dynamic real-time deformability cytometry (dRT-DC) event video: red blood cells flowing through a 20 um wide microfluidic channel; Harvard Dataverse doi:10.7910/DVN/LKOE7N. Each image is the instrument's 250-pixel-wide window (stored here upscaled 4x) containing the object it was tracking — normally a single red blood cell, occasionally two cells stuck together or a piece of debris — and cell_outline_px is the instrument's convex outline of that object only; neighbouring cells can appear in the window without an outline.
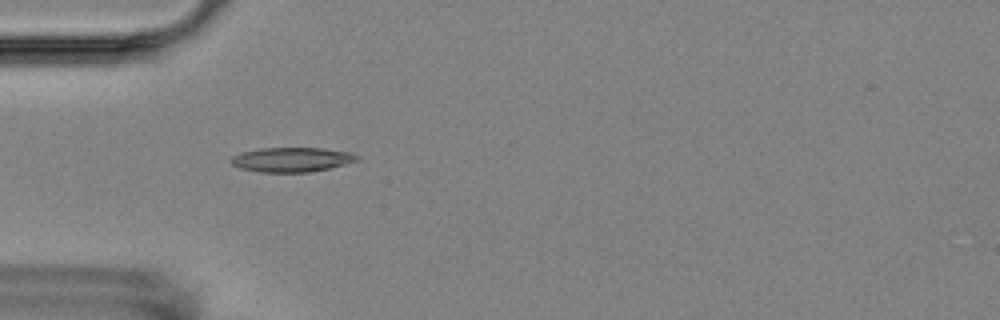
{"species": "Egyptian fruit bat (a non-hibernating species)", "species_latin": "Rousettus aegyptiacus", "temperature_condition": "room temperature", "stored_images_in_passage": 12, "camera_frame_rate_fps": 3000, "um_per_image_px": 0.085, "animal": {"sex": "female"}, "frame": {"image": 1, "passage_image": 4, "time_ms": 3.333, "image_size_px": [1000, 320], "cell_outline_px": [[360, 160], [328, 168], [308, 172], [260, 172], [240, 168], [232, 164], [228, 160], [232, 156], [240, 152], [260, 148], [324, 148], [352, 152], [360, 156]], "centroid_in_image_um": [24.79, 13.55], "position_along_channel_um": 60.2, "area_um2": 18.15}}
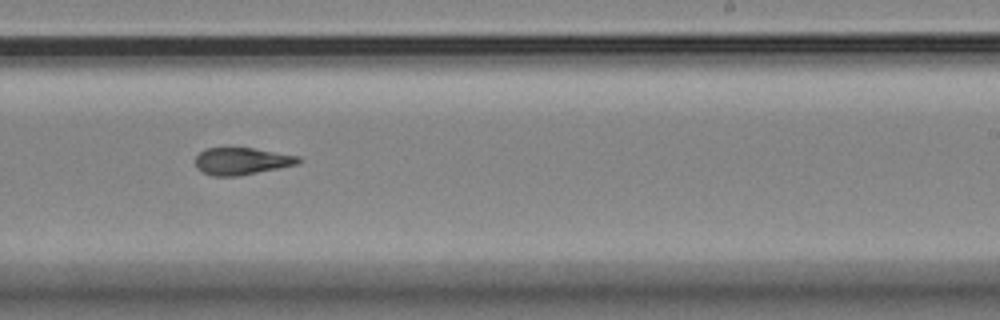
{"frame": {"image": 2, "passage_image": 9, "time_ms": 9.333, "image_size_px": [1000, 320], "cell_outline_px": [[300, 160], [296, 164], [240, 176], [212, 176], [200, 172], [196, 168], [196, 156], [204, 148], [252, 148], [300, 156]], "centroid_in_image_um": [20.49, 13.7], "position_along_channel_um": 268.5, "area_um2": 16.24}}
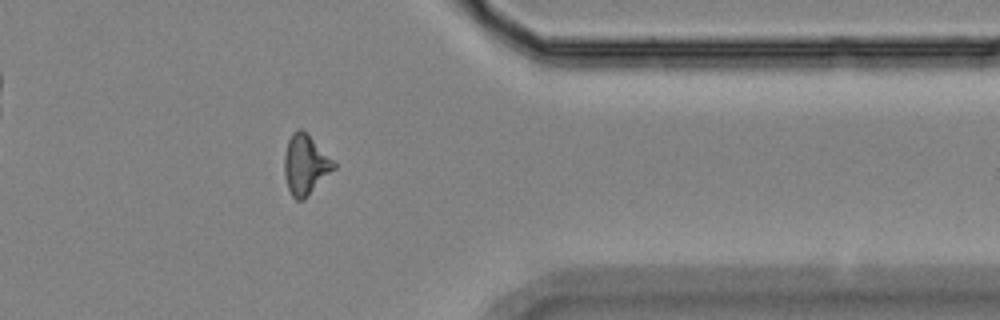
{"frame": {"image": 3, "passage_image": 12, "time_ms": 13.0, "image_size_px": [1000, 320], "cell_outline_px": [[336, 168], [304, 200], [296, 200], [292, 196], [288, 188], [284, 176], [284, 152], [288, 140], [292, 132], [296, 128], [300, 128], [336, 164]], "centroid_in_image_um": [25.92, 14.03], "position_along_channel_um": 385.5, "area_um2": 17.05}, "authors_computed_cell_mechanics": {"area_um2": 17.1377, "velocity_mm_per_s": 3.5094, "shape_relaxation_time_tau1_ms": 9.4382, "shape_relaxation_time_tau2_ms": 2.0799, "deformation_change_tau1": 0.1475, "deformation_change_tau2": 0.0728}}